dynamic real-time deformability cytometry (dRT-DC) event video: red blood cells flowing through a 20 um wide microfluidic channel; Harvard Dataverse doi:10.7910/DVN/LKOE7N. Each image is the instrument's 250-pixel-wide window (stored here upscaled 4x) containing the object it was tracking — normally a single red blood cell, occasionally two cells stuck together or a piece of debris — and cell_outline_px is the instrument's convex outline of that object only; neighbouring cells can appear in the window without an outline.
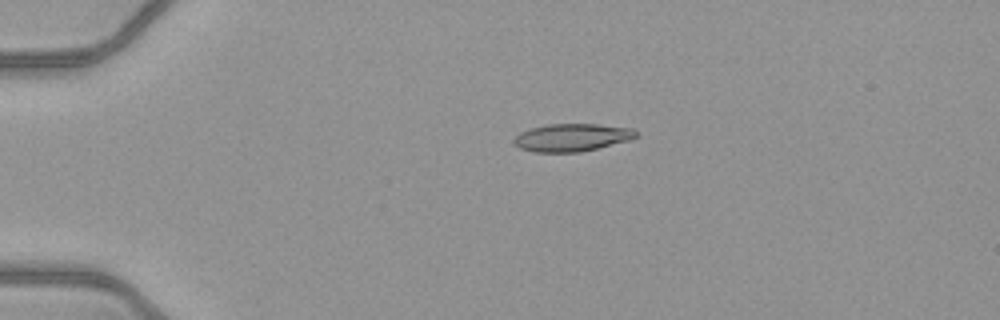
{"species": "common noctule bat (a hibernating species)", "species_latin": "Nyctalus noctula", "temperature_condition": "warm", "stored_images_in_passage": 40, "camera_frame_rate_fps": 3000, "um_per_image_px": 0.085, "animal": {"sex": "female", "body_mass_g": 21.9}, "frame": {"image": 1, "passage_image": 1, "time_ms": 0.0, "image_size_px": [1000, 320], "cell_outline_px": [[636, 136], [628, 140], [580, 152], [536, 152], [520, 148], [512, 144], [512, 140], [520, 132], [532, 128], [548, 124], [600, 124], [632, 128], [636, 132]], "centroid_in_image_um": [48.56, 11.68], "position_along_channel_um": 36.4, "area_um2": 19.54}}
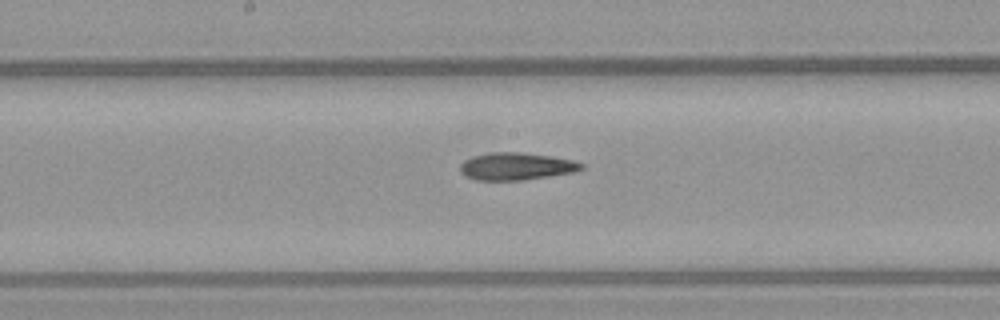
{"frame": {"image": 2, "passage_image": 17, "time_ms": 5.333, "image_size_px": [1000, 320], "cell_outline_px": [[584, 168], [572, 172], [524, 180], [476, 180], [464, 176], [460, 172], [460, 164], [464, 160], [472, 156], [488, 152], [520, 152], [552, 156], [572, 160], [584, 164]], "centroid_in_image_um": [43.83, 14.13], "position_along_channel_um": 204.4, "area_um2": 19.42}}
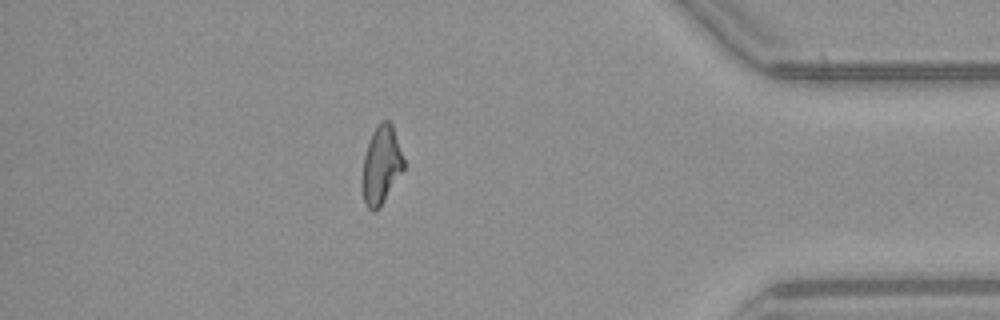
{"frame": {"image": 3, "passage_image": 34, "time_ms": 11.0, "image_size_px": [1000, 320], "cell_outline_px": [[404, 168], [380, 208], [376, 212], [372, 212], [368, 208], [364, 200], [360, 184], [360, 180], [364, 156], [372, 132], [380, 120], [388, 120], [392, 124], [404, 160]], "centroid_in_image_um": [32.37, 14.06], "position_along_channel_um": 402.8, "area_um2": 19.07}, "authors_computed_cell_mechanics": {"area_um2": 19.363, "velocity_mm_per_s": 4.1177, "shape_relaxation_time_tau1_ms": null, "shape_relaxation_time_tau2_ms": 4.1299, "deformation_change_tau1": null, "deformation_change_tau2": 0.1352}}